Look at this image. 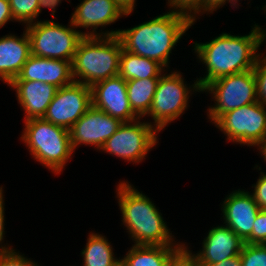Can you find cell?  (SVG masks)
<instances>
[{"label":"cell","instance_id":"1","mask_svg":"<svg viewBox=\"0 0 266 266\" xmlns=\"http://www.w3.org/2000/svg\"><path fill=\"white\" fill-rule=\"evenodd\" d=\"M266 39V31L254 25L248 35L222 33L207 43H195V50L207 68V74L192 85L201 92L210 82L231 74L253 70L258 58L257 50Z\"/></svg>","mask_w":266,"mask_h":266},{"label":"cell","instance_id":"2","mask_svg":"<svg viewBox=\"0 0 266 266\" xmlns=\"http://www.w3.org/2000/svg\"><path fill=\"white\" fill-rule=\"evenodd\" d=\"M193 25L186 16L167 12L127 30H120L122 48L169 67V55L178 40Z\"/></svg>","mask_w":266,"mask_h":266},{"label":"cell","instance_id":"3","mask_svg":"<svg viewBox=\"0 0 266 266\" xmlns=\"http://www.w3.org/2000/svg\"><path fill=\"white\" fill-rule=\"evenodd\" d=\"M116 189L122 222L131 239L135 241L134 245L185 246L184 243H172V233L169 232L162 214L147 196L124 181Z\"/></svg>","mask_w":266,"mask_h":266},{"label":"cell","instance_id":"4","mask_svg":"<svg viewBox=\"0 0 266 266\" xmlns=\"http://www.w3.org/2000/svg\"><path fill=\"white\" fill-rule=\"evenodd\" d=\"M122 49L118 36H85L71 63L73 80L91 87L118 76Z\"/></svg>","mask_w":266,"mask_h":266},{"label":"cell","instance_id":"5","mask_svg":"<svg viewBox=\"0 0 266 266\" xmlns=\"http://www.w3.org/2000/svg\"><path fill=\"white\" fill-rule=\"evenodd\" d=\"M36 161L59 174L73 150L69 130L43 118L25 120L21 137Z\"/></svg>","mask_w":266,"mask_h":266},{"label":"cell","instance_id":"6","mask_svg":"<svg viewBox=\"0 0 266 266\" xmlns=\"http://www.w3.org/2000/svg\"><path fill=\"white\" fill-rule=\"evenodd\" d=\"M25 28L31 43V55L71 63L78 44L86 36V33L74 30L71 21L69 27L46 20L33 22Z\"/></svg>","mask_w":266,"mask_h":266},{"label":"cell","instance_id":"7","mask_svg":"<svg viewBox=\"0 0 266 266\" xmlns=\"http://www.w3.org/2000/svg\"><path fill=\"white\" fill-rule=\"evenodd\" d=\"M204 91L212 93L216 101L208 110L213 123L228 111L257 102V83L253 70L221 77L210 82Z\"/></svg>","mask_w":266,"mask_h":266},{"label":"cell","instance_id":"8","mask_svg":"<svg viewBox=\"0 0 266 266\" xmlns=\"http://www.w3.org/2000/svg\"><path fill=\"white\" fill-rule=\"evenodd\" d=\"M266 105L255 102L228 111L216 122L227 139L248 146H257L266 139Z\"/></svg>","mask_w":266,"mask_h":266},{"label":"cell","instance_id":"9","mask_svg":"<svg viewBox=\"0 0 266 266\" xmlns=\"http://www.w3.org/2000/svg\"><path fill=\"white\" fill-rule=\"evenodd\" d=\"M191 87L184 83L180 72H171L160 76L148 116L154 120V126L161 131L177 119L188 107Z\"/></svg>","mask_w":266,"mask_h":266},{"label":"cell","instance_id":"10","mask_svg":"<svg viewBox=\"0 0 266 266\" xmlns=\"http://www.w3.org/2000/svg\"><path fill=\"white\" fill-rule=\"evenodd\" d=\"M159 131L151 123L122 122L117 131L101 147L102 151L135 163L145 159L148 151L158 143Z\"/></svg>","mask_w":266,"mask_h":266},{"label":"cell","instance_id":"11","mask_svg":"<svg viewBox=\"0 0 266 266\" xmlns=\"http://www.w3.org/2000/svg\"><path fill=\"white\" fill-rule=\"evenodd\" d=\"M91 106V87L73 81L57 89L43 119L69 130Z\"/></svg>","mask_w":266,"mask_h":266},{"label":"cell","instance_id":"12","mask_svg":"<svg viewBox=\"0 0 266 266\" xmlns=\"http://www.w3.org/2000/svg\"><path fill=\"white\" fill-rule=\"evenodd\" d=\"M122 122L91 106L69 129L73 150L80 144L93 145L99 150L117 131Z\"/></svg>","mask_w":266,"mask_h":266},{"label":"cell","instance_id":"13","mask_svg":"<svg viewBox=\"0 0 266 266\" xmlns=\"http://www.w3.org/2000/svg\"><path fill=\"white\" fill-rule=\"evenodd\" d=\"M92 106L121 122L140 119L132 110L126 81L118 76L99 81L91 86Z\"/></svg>","mask_w":266,"mask_h":266},{"label":"cell","instance_id":"14","mask_svg":"<svg viewBox=\"0 0 266 266\" xmlns=\"http://www.w3.org/2000/svg\"><path fill=\"white\" fill-rule=\"evenodd\" d=\"M123 15L125 16L115 0H83L75 8L70 21L75 27L92 28L86 36H117L119 30L97 33L96 29L114 23Z\"/></svg>","mask_w":266,"mask_h":266},{"label":"cell","instance_id":"15","mask_svg":"<svg viewBox=\"0 0 266 266\" xmlns=\"http://www.w3.org/2000/svg\"><path fill=\"white\" fill-rule=\"evenodd\" d=\"M226 226L244 242L251 236L253 225L260 208L249 192L236 190L225 198L222 205Z\"/></svg>","mask_w":266,"mask_h":266},{"label":"cell","instance_id":"16","mask_svg":"<svg viewBox=\"0 0 266 266\" xmlns=\"http://www.w3.org/2000/svg\"><path fill=\"white\" fill-rule=\"evenodd\" d=\"M243 245L244 241L235 232L221 225L209 230L202 251L192 256L200 266H207L240 255Z\"/></svg>","mask_w":266,"mask_h":266},{"label":"cell","instance_id":"17","mask_svg":"<svg viewBox=\"0 0 266 266\" xmlns=\"http://www.w3.org/2000/svg\"><path fill=\"white\" fill-rule=\"evenodd\" d=\"M13 81H40L52 84L59 89L74 81L72 65L67 60L31 55L23 65L20 74Z\"/></svg>","mask_w":266,"mask_h":266},{"label":"cell","instance_id":"18","mask_svg":"<svg viewBox=\"0 0 266 266\" xmlns=\"http://www.w3.org/2000/svg\"><path fill=\"white\" fill-rule=\"evenodd\" d=\"M19 104L25 111V120L43 118L55 96L57 87L40 81H12Z\"/></svg>","mask_w":266,"mask_h":266},{"label":"cell","instance_id":"19","mask_svg":"<svg viewBox=\"0 0 266 266\" xmlns=\"http://www.w3.org/2000/svg\"><path fill=\"white\" fill-rule=\"evenodd\" d=\"M31 56V43L26 30L22 37L6 35L0 38V79L8 85L20 74Z\"/></svg>","mask_w":266,"mask_h":266},{"label":"cell","instance_id":"20","mask_svg":"<svg viewBox=\"0 0 266 266\" xmlns=\"http://www.w3.org/2000/svg\"><path fill=\"white\" fill-rule=\"evenodd\" d=\"M183 247L133 245L120 260L124 266H168Z\"/></svg>","mask_w":266,"mask_h":266},{"label":"cell","instance_id":"21","mask_svg":"<svg viewBox=\"0 0 266 266\" xmlns=\"http://www.w3.org/2000/svg\"><path fill=\"white\" fill-rule=\"evenodd\" d=\"M164 67L157 61L122 49L119 76L125 81L134 79L160 78Z\"/></svg>","mask_w":266,"mask_h":266},{"label":"cell","instance_id":"22","mask_svg":"<svg viewBox=\"0 0 266 266\" xmlns=\"http://www.w3.org/2000/svg\"><path fill=\"white\" fill-rule=\"evenodd\" d=\"M159 78L126 81L127 95L133 112L139 117L148 114Z\"/></svg>","mask_w":266,"mask_h":266},{"label":"cell","instance_id":"23","mask_svg":"<svg viewBox=\"0 0 266 266\" xmlns=\"http://www.w3.org/2000/svg\"><path fill=\"white\" fill-rule=\"evenodd\" d=\"M81 256L83 266H116L121 260L114 257L112 245L101 234L91 233Z\"/></svg>","mask_w":266,"mask_h":266},{"label":"cell","instance_id":"24","mask_svg":"<svg viewBox=\"0 0 266 266\" xmlns=\"http://www.w3.org/2000/svg\"><path fill=\"white\" fill-rule=\"evenodd\" d=\"M15 21L33 23L38 17L39 0H8ZM34 20V21H33Z\"/></svg>","mask_w":266,"mask_h":266},{"label":"cell","instance_id":"25","mask_svg":"<svg viewBox=\"0 0 266 266\" xmlns=\"http://www.w3.org/2000/svg\"><path fill=\"white\" fill-rule=\"evenodd\" d=\"M240 259L242 266H266V244L244 243Z\"/></svg>","mask_w":266,"mask_h":266},{"label":"cell","instance_id":"26","mask_svg":"<svg viewBox=\"0 0 266 266\" xmlns=\"http://www.w3.org/2000/svg\"><path fill=\"white\" fill-rule=\"evenodd\" d=\"M201 3L202 0H168L170 8H174L172 12L186 16L193 24L197 19L196 13L201 12Z\"/></svg>","mask_w":266,"mask_h":266},{"label":"cell","instance_id":"27","mask_svg":"<svg viewBox=\"0 0 266 266\" xmlns=\"http://www.w3.org/2000/svg\"><path fill=\"white\" fill-rule=\"evenodd\" d=\"M0 247V266H39L10 247Z\"/></svg>","mask_w":266,"mask_h":266},{"label":"cell","instance_id":"28","mask_svg":"<svg viewBox=\"0 0 266 266\" xmlns=\"http://www.w3.org/2000/svg\"><path fill=\"white\" fill-rule=\"evenodd\" d=\"M260 54L253 68L257 83V101L266 105V57L260 59Z\"/></svg>","mask_w":266,"mask_h":266},{"label":"cell","instance_id":"29","mask_svg":"<svg viewBox=\"0 0 266 266\" xmlns=\"http://www.w3.org/2000/svg\"><path fill=\"white\" fill-rule=\"evenodd\" d=\"M244 243L266 244V210L258 212L251 236Z\"/></svg>","mask_w":266,"mask_h":266},{"label":"cell","instance_id":"30","mask_svg":"<svg viewBox=\"0 0 266 266\" xmlns=\"http://www.w3.org/2000/svg\"><path fill=\"white\" fill-rule=\"evenodd\" d=\"M252 196L260 210H266V174L264 172H261L258 181L254 185V193Z\"/></svg>","mask_w":266,"mask_h":266},{"label":"cell","instance_id":"31","mask_svg":"<svg viewBox=\"0 0 266 266\" xmlns=\"http://www.w3.org/2000/svg\"><path fill=\"white\" fill-rule=\"evenodd\" d=\"M168 266H200L187 247H183L169 262Z\"/></svg>","mask_w":266,"mask_h":266},{"label":"cell","instance_id":"32","mask_svg":"<svg viewBox=\"0 0 266 266\" xmlns=\"http://www.w3.org/2000/svg\"><path fill=\"white\" fill-rule=\"evenodd\" d=\"M230 2V4H232L231 6H235L237 5L236 3H238L239 0H202L201 3V10L204 13L205 11L213 13V11H216V9L220 8L221 6H223L225 3Z\"/></svg>","mask_w":266,"mask_h":266},{"label":"cell","instance_id":"33","mask_svg":"<svg viewBox=\"0 0 266 266\" xmlns=\"http://www.w3.org/2000/svg\"><path fill=\"white\" fill-rule=\"evenodd\" d=\"M14 20L8 0H0V28Z\"/></svg>","mask_w":266,"mask_h":266},{"label":"cell","instance_id":"34","mask_svg":"<svg viewBox=\"0 0 266 266\" xmlns=\"http://www.w3.org/2000/svg\"><path fill=\"white\" fill-rule=\"evenodd\" d=\"M136 0H115L116 5L122 10L125 15L133 12Z\"/></svg>","mask_w":266,"mask_h":266},{"label":"cell","instance_id":"35","mask_svg":"<svg viewBox=\"0 0 266 266\" xmlns=\"http://www.w3.org/2000/svg\"><path fill=\"white\" fill-rule=\"evenodd\" d=\"M61 0H39V3H38V16L41 12V9L44 8V7H49L50 9H52V17L54 18V13H55V9H56V6H58V3L60 4Z\"/></svg>","mask_w":266,"mask_h":266},{"label":"cell","instance_id":"36","mask_svg":"<svg viewBox=\"0 0 266 266\" xmlns=\"http://www.w3.org/2000/svg\"><path fill=\"white\" fill-rule=\"evenodd\" d=\"M207 266H242V262L240 259V255H237V256L228 258L224 261H221L219 263H213Z\"/></svg>","mask_w":266,"mask_h":266},{"label":"cell","instance_id":"37","mask_svg":"<svg viewBox=\"0 0 266 266\" xmlns=\"http://www.w3.org/2000/svg\"><path fill=\"white\" fill-rule=\"evenodd\" d=\"M3 190L2 187H0V243L2 244L3 234L4 233V200H3Z\"/></svg>","mask_w":266,"mask_h":266},{"label":"cell","instance_id":"38","mask_svg":"<svg viewBox=\"0 0 266 266\" xmlns=\"http://www.w3.org/2000/svg\"><path fill=\"white\" fill-rule=\"evenodd\" d=\"M257 146H259V150L262 153L261 155H263V158H265L264 160L266 161V139Z\"/></svg>","mask_w":266,"mask_h":266},{"label":"cell","instance_id":"39","mask_svg":"<svg viewBox=\"0 0 266 266\" xmlns=\"http://www.w3.org/2000/svg\"><path fill=\"white\" fill-rule=\"evenodd\" d=\"M116 266H124L122 262H119Z\"/></svg>","mask_w":266,"mask_h":266}]
</instances>
